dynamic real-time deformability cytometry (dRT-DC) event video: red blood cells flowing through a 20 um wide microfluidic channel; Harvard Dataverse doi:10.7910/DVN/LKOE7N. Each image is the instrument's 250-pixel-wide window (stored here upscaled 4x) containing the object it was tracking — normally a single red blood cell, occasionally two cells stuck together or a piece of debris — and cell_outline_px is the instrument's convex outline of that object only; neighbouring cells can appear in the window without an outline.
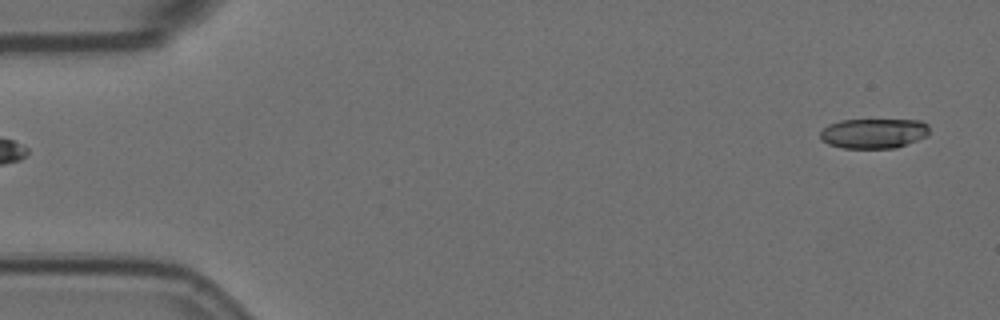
{"species": "Egyptian fruit bat (a non-hibernating species)", "species_latin": "Rousettus aegyptiacus", "temperature_condition": "room temperature", "stored_images_in_passage": 55, "camera_frame_rate_fps": 3000, "um_per_image_px": 0.085, "animal": {"sex": "female"}, "frame": {"image": 1, "passage_image": 1, "time_ms": 0.0, "image_size_px": [1000, 320], "cell_outline_px": [[928, 136], [896, 148], [844, 148], [828, 144], [820, 140], [820, 132], [828, 124], [840, 120], [920, 120], [928, 124]], "centroid_in_image_um": [74.25, 11.33], "position_along_channel_um": 10.7, "area_um2": 19.13}}
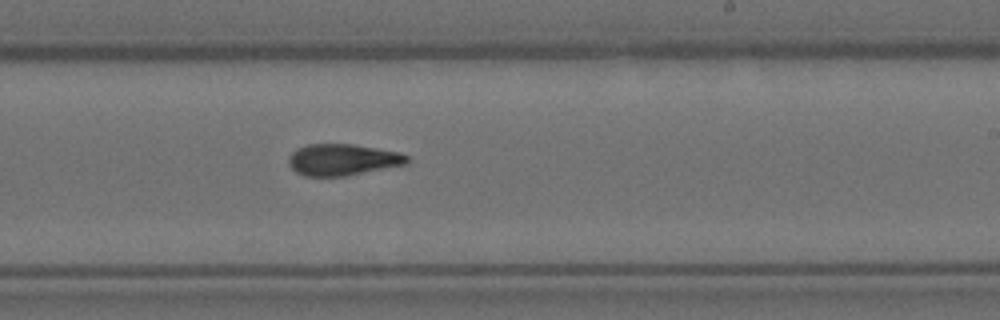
{"frame": {"image": 2, "passage_image": 32, "time_ms": 10.333, "image_size_px": [1000, 320], "cell_outline_px": [[408, 164], [344, 176], [304, 176], [296, 172], [288, 164], [288, 156], [296, 148], [308, 144], [352, 144], [400, 152], [408, 156]], "centroid_in_image_um": [29.1, 13.57], "position_along_channel_um": 259.9, "area_um2": 21.79}}
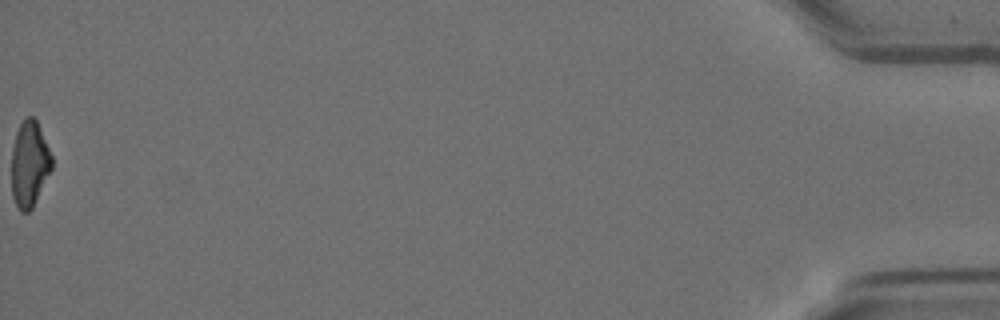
{"frame": {"image": 3, "passage_image": 55, "time_ms": 18.0, "image_size_px": [1000, 320], "cell_outline_px": [[52, 168], [32, 208], [28, 212], [20, 212], [12, 196], [12, 148], [16, 132], [20, 124], [28, 116], [32, 116], [36, 120], [52, 156]], "centroid_in_image_um": [2.49, 13.95], "position_along_channel_um": 432.7, "area_um2": 19.88}, "authors_computed_cell_mechanics": {"area_um2": 21.6172, "velocity_mm_per_s": 3.6184, "shape_relaxation_time_tau1_ms": 5.5235, "shape_relaxation_time_tau2_ms": 4.0006, "deformation_change_tau1": 0.1955, "deformation_change_tau2": 0.1231}}